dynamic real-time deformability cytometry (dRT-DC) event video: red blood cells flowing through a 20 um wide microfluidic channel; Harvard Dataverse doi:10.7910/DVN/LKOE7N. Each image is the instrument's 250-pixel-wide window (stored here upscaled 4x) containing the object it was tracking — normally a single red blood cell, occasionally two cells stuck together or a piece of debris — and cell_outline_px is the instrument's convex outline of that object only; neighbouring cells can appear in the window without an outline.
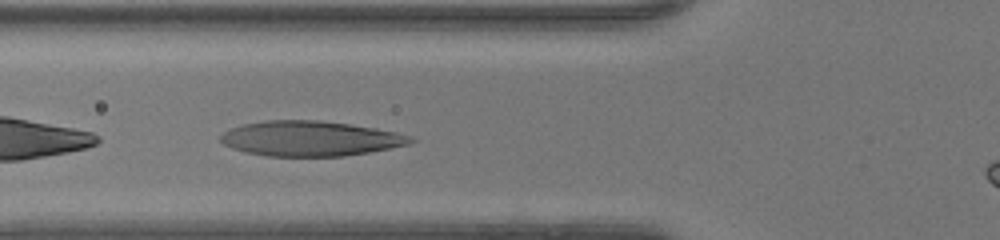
{"species": "human", "species_latin": "Homo sapiens", "temperature_condition": "warm", "stored_images_in_passage": 26, "camera_frame_rate_fps": 3000, "um_per_image_px": 0.085, "donor": {"sex": "female"}, "frame": {"image": 1, "passage_image": 3, "time_ms": 0.667, "image_size_px": [1000, 240], "cell_outline_px": [[420, 140], [408, 144], [392, 148], [344, 156], [268, 156], [244, 152], [232, 148], [224, 144], [220, 140], [220, 136], [224, 132], [240, 124], [264, 120], [320, 120], [376, 128], [396, 132], [412, 136]], "centroid_in_image_um": [26.39, 11.77], "position_along_channel_um": 99.4, "area_um2": 39.02}}
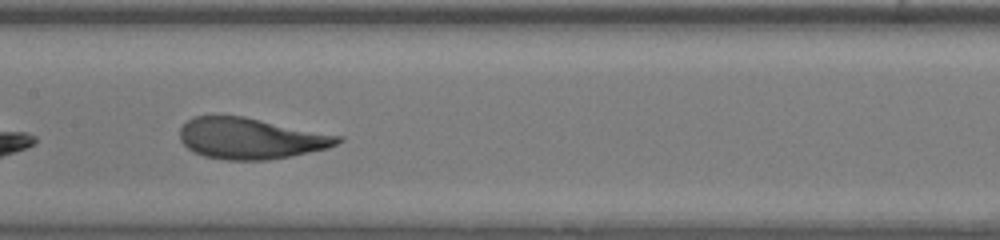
{"frame": {"image": 2, "passage_image": 9, "time_ms": 2.667, "image_size_px": [1000, 240], "cell_outline_px": [[344, 140], [328, 148], [268, 160], [224, 160], [204, 156], [192, 152], [180, 140], [180, 128], [188, 120], [196, 116], [244, 116], [344, 136]], "centroid_in_image_um": [21.32, 11.76], "position_along_channel_um": 186.1, "area_um2": 37.86}}
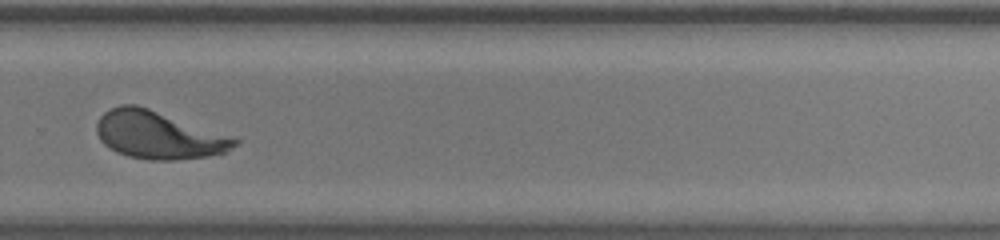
{"frame": {"image": 3, "passage_image": 18, "time_ms": 5.667, "image_size_px": [1000, 240], "cell_outline_px": [[240, 140], [236, 144], [224, 152], [208, 156], [176, 160], [148, 160], [128, 156], [116, 152], [108, 148], [100, 140], [96, 132], [96, 124], [100, 116], [104, 112], [120, 104], [136, 104], [148, 108]], "centroid_in_image_um": [13.38, 11.48], "position_along_channel_um": 316.4, "area_um2": 37.86}}